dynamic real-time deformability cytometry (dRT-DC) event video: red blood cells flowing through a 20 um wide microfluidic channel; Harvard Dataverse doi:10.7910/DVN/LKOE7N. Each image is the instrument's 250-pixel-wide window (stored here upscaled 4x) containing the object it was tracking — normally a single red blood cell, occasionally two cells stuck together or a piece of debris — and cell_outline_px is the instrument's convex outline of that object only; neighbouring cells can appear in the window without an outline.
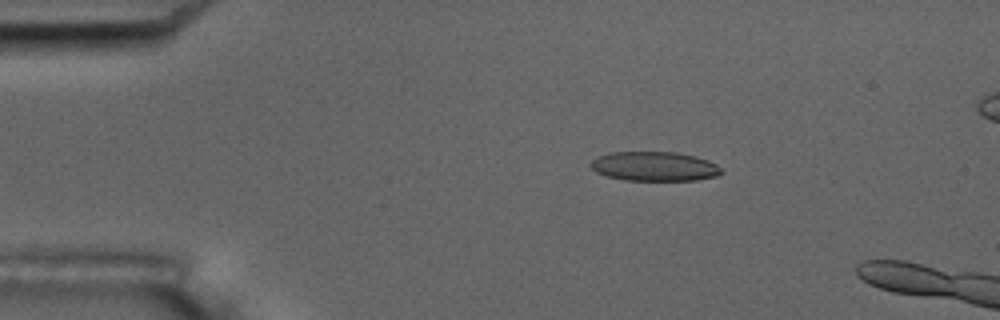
{"species": "common noctule bat (a hibernating species)", "species_latin": "Nyctalus noctula", "temperature_condition": "room temperature", "stored_images_in_passage": 4, "camera_frame_rate_fps": 3000, "um_per_image_px": 0.085, "animal": {"sex": "male", "body_mass_g": 17.5, "forearm_length_mm": 52.3}, "frame": {"image": 1, "passage_image": 3, "time_ms": 2.0, "image_size_px": [1000, 320], "cell_outline_px": [[724, 172], [716, 176], [696, 180], [624, 180], [608, 176], [596, 172], [588, 164], [596, 156], [608, 152], [676, 152], [696, 156], [708, 160], [716, 164]], "centroid_in_image_um": [55.6, 14.13], "position_along_channel_um": 29.4, "area_um2": 22.48}}